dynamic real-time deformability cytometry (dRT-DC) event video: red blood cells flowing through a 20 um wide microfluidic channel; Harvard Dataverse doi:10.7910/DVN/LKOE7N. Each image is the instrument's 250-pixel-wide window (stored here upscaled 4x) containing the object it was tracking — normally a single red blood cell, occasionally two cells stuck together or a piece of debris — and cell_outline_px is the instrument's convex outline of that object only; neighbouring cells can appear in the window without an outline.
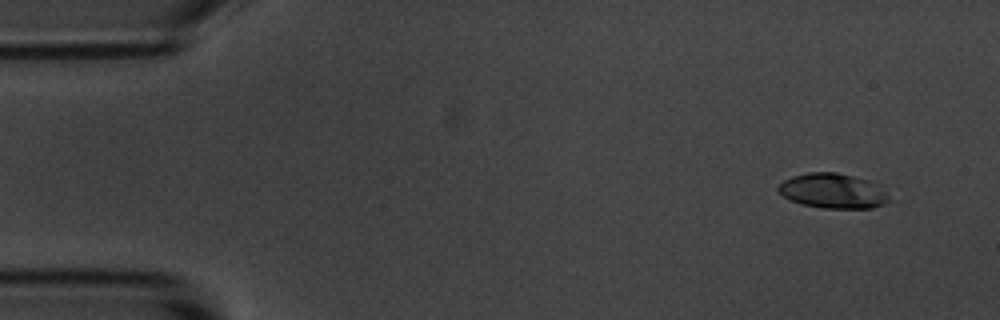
{"species": "common noctule bat (a hibernating species)", "species_latin": "Nyctalus noctula", "temperature_condition": "room temperature", "stored_images_in_passage": 5, "segment_of_instrument_passage": [1, 2], "camera_frame_rate_fps": 3000, "um_per_image_px": 0.085, "animal": {"sex": "male", "body_mass_g": 20.1, "forearm_length_mm": 53.5}, "frame": {"image": 1, "passage_image": 1, "time_ms": 0.0, "image_size_px": [1000, 320], "cell_outline_px": [[888, 200], [884, 204], [872, 208], [824, 208], [800, 204], [784, 196], [776, 188], [784, 180], [792, 176], [808, 172], [836, 172], [868, 180], [880, 184], [888, 196]], "centroid_in_image_um": [70.8, 16.22], "position_along_channel_um": 14.2, "area_um2": 22.48}}
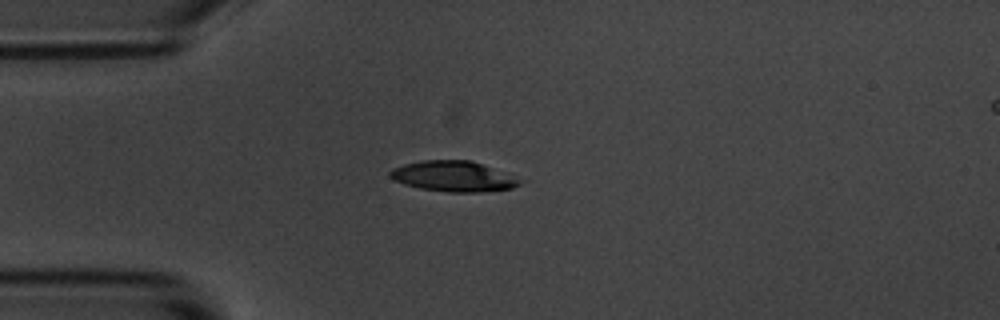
{"frame": {"image": 2, "passage_image": 4, "time_ms": 3.333, "image_size_px": [1000, 320], "cell_outline_px": [[520, 184], [512, 188], [480, 192], [448, 192], [420, 188], [404, 184], [388, 176], [388, 172], [392, 168], [404, 164], [424, 160], [468, 160], [480, 164], [516, 180]], "centroid_in_image_um": [38.38, 14.99], "position_along_channel_um": 46.6, "area_um2": 22.2}}